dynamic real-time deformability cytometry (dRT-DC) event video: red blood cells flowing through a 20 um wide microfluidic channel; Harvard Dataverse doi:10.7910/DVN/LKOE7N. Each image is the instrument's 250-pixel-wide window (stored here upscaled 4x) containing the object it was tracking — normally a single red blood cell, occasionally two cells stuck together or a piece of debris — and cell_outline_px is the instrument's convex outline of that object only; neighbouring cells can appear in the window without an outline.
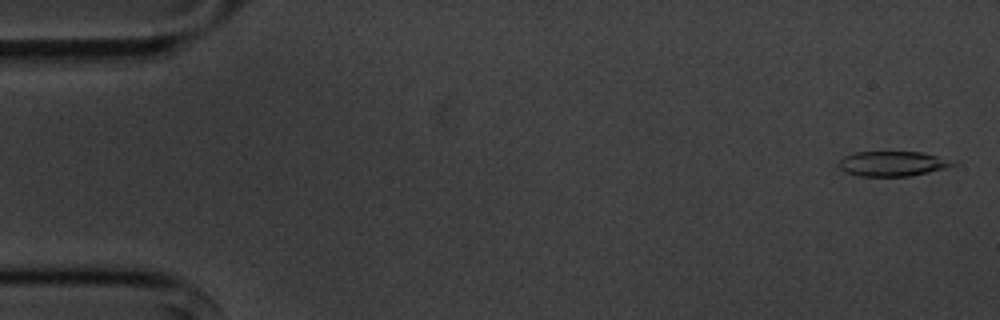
{"species": "common noctule bat (a hibernating species)", "species_latin": "Nyctalus noctula", "temperature_condition": "cold", "stored_images_in_passage": 6, "camera_frame_rate_fps": 3000, "um_per_image_px": 0.085, "animal": {"sex": "male", "body_mass_g": 20.1, "forearm_length_mm": 53.5}, "frame": {"image": 1, "passage_image": 1, "time_ms": 0.0, "image_size_px": [1000, 320], "cell_outline_px": [[956, 164], [944, 168], [928, 172], [908, 176], [860, 176], [844, 172], [836, 164], [844, 156], [856, 152], [920, 152], [956, 160]], "centroid_in_image_um": [75.85, 13.91], "position_along_channel_um": 9.2, "area_um2": 16.59}}
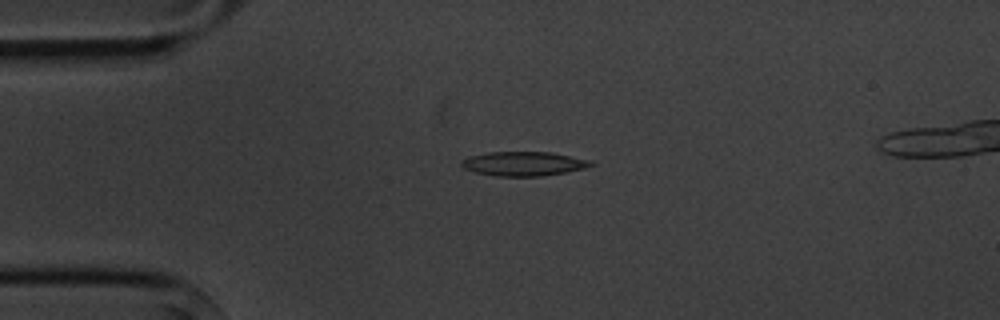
{"frame": {"image": 2, "passage_image": 4, "time_ms": 3.667, "image_size_px": [1000, 320], "cell_outline_px": [[596, 164], [584, 168], [544, 176], [496, 176], [476, 172], [464, 168], [460, 164], [460, 160], [468, 156], [488, 152], [552, 152], [592, 160]], "centroid_in_image_um": [44.51, 13.91], "position_along_channel_um": 40.5, "area_um2": 18.38}}